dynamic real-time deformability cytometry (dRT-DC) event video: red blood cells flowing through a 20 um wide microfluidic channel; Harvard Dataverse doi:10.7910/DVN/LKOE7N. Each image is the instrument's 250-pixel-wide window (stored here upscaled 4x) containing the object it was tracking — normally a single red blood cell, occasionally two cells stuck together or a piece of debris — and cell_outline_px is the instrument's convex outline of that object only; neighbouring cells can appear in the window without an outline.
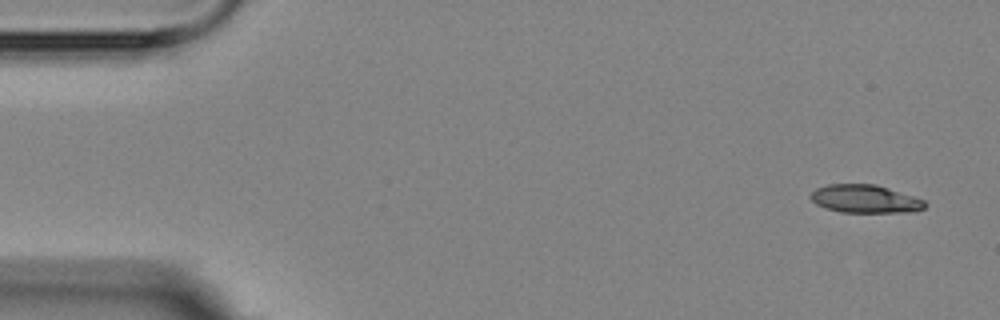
{"species": "Egyptian fruit bat (a non-hibernating species)", "species_latin": "Rousettus aegyptiacus", "temperature_condition": "room temperature", "stored_images_in_passage": 3, "camera_frame_rate_fps": 3000, "um_per_image_px": 0.085, "animal": {"sex": "female"}, "frame": {"image": 1, "passage_image": 1, "time_ms": 0.0, "image_size_px": [1000, 320], "cell_outline_px": [[924, 208], [916, 212], [840, 212], [816, 204], [808, 196], [816, 188], [828, 184], [876, 184], [924, 200]], "centroid_in_image_um": [73.51, 16.9], "position_along_channel_um": 11.5, "area_um2": 18.55}}